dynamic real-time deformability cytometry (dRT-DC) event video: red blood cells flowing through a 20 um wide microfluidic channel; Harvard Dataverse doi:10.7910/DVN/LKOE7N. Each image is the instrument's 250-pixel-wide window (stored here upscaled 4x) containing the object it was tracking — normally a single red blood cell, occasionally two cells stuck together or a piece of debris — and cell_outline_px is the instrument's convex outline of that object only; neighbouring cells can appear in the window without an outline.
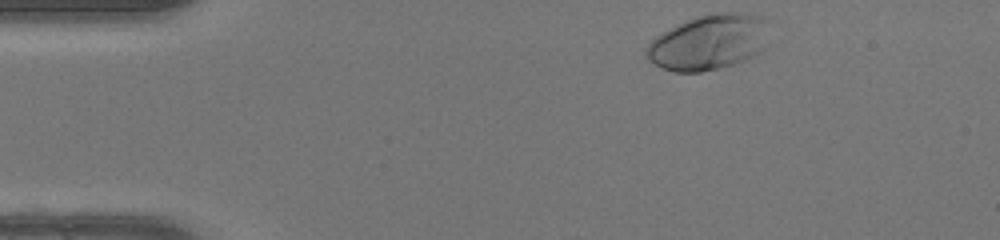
{"species": "human", "species_latin": "Homo sapiens", "temperature_condition": "warm", "stored_images_in_passage": 35, "camera_frame_rate_fps": 3000, "um_per_image_px": 0.085, "donor": {"sex": "female"}, "frame": {"image": 1, "passage_image": 1, "time_ms": 0.0, "image_size_px": [1000, 240], "cell_outline_px": [[772, 44], [748, 60], [720, 68], [700, 72], [676, 72], [660, 68], [652, 64], [644, 56], [644, 52], [648, 44], [656, 36], [696, 16], [708, 12], [748, 12], [764, 16], [768, 20], [772, 40]], "centroid_in_image_um": [60.36, 3.58], "position_along_channel_um": 24.6, "area_um2": 41.04}}
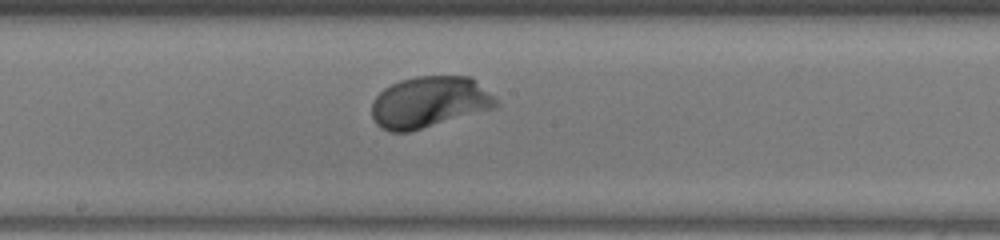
{"frame": {"image": 2, "passage_image": 20, "time_ms": 6.333, "image_size_px": [1000, 240], "cell_outline_px": [[500, 104], [496, 108], [408, 132], [388, 132], [380, 128], [376, 124], [372, 116], [372, 100], [384, 88], [400, 80], [416, 76], [472, 76]], "centroid_in_image_um": [36.47, 8.68], "position_along_channel_um": 211.7, "area_um2": 37.22}}
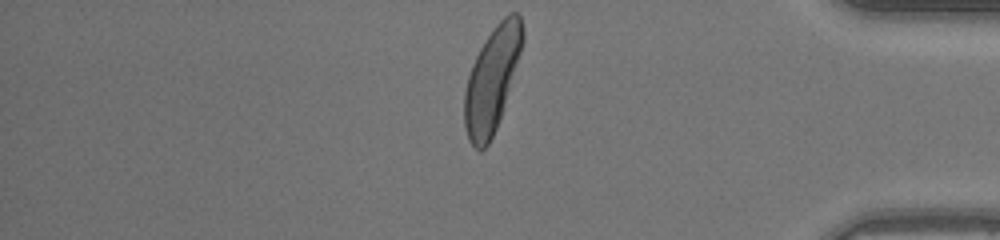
{"frame": {"image": 3, "passage_image": 35, "time_ms": 11.333, "image_size_px": [1000, 240], "cell_outline_px": [[524, 40], [500, 116], [496, 128], [488, 144], [480, 152], [468, 140], [464, 124], [464, 92], [468, 76], [472, 64], [480, 48], [496, 24], [508, 12], [516, 12], [520, 16], [524, 32]], "centroid_in_image_um": [41.8, 6.75], "position_along_channel_um": 393.4, "area_um2": 34.74}, "authors_computed_cell_mechanics": {"area_um2": 35.8938, "velocity_mm_per_s": 4.1917, "shape_relaxation_time_tau1_ms": 1.4393, "shape_relaxation_time_tau2_ms": null, "deformation_change_tau1": 0.1626, "deformation_change_tau2": null}}